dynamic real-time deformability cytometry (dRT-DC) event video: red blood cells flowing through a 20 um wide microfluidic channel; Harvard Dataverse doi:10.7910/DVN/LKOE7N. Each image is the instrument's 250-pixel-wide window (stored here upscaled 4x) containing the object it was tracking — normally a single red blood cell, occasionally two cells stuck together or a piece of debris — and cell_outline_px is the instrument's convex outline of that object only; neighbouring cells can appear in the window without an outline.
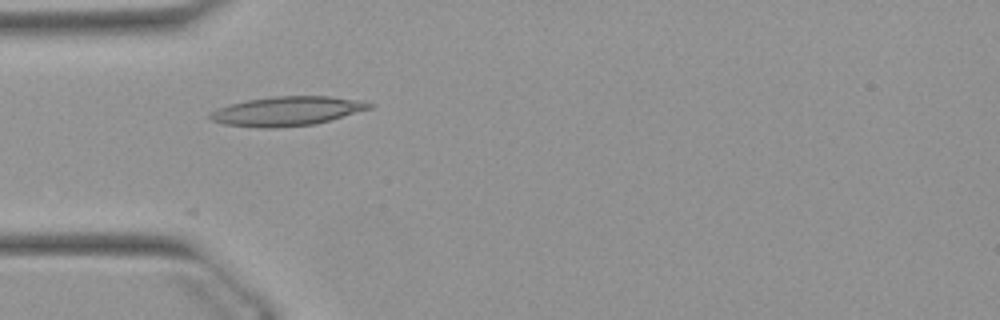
{"species": "Egyptian fruit bat (a non-hibernating species)", "species_latin": "Rousettus aegyptiacus", "temperature_condition": "warm", "stored_images_in_passage": 37, "camera_frame_rate_fps": 3000, "um_per_image_px": 0.085, "animal": {"sex": "female"}, "frame": {"image": 1, "passage_image": 1, "time_ms": 0.0, "image_size_px": [1000, 320], "cell_outline_px": [[376, 104], [372, 108], [316, 124], [276, 128], [260, 128], [224, 124], [212, 120], [208, 116], [208, 112], [216, 108], [248, 100], [272, 96], [328, 96], [364, 100]], "centroid_in_image_um": [24.42, 9.44], "position_along_channel_um": 60.6, "area_um2": 27.4}}
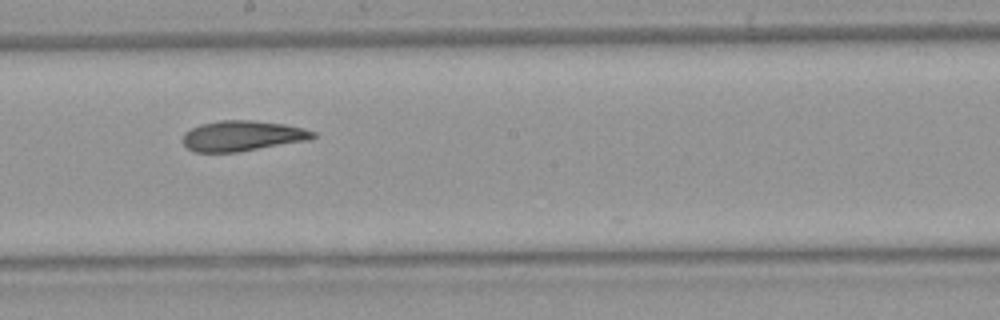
{"frame": {"image": 2, "passage_image": 14, "time_ms": 4.333, "image_size_px": [1000, 320], "cell_outline_px": [[316, 136], [312, 140], [240, 152], [196, 152], [188, 148], [184, 144], [184, 132], [200, 124], [220, 120], [252, 120], [284, 124], [304, 128], [316, 132]], "centroid_in_image_um": [20.66, 11.55], "position_along_channel_um": 227.5, "area_um2": 23.29}}
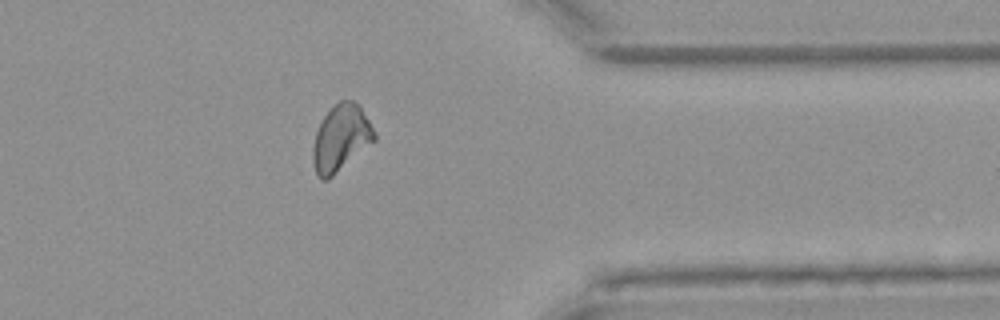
{"frame": {"image": 3, "passage_image": 27, "time_ms": 8.667, "image_size_px": [1000, 320], "cell_outline_px": [[376, 140], [328, 180], [320, 180], [316, 176], [312, 160], [312, 148], [316, 132], [324, 116], [340, 100], [352, 100], [360, 104], [376, 132]], "centroid_in_image_um": [28.98, 11.76], "position_along_channel_um": 382.4, "area_um2": 23.99}, "authors_computed_cell_mechanics": {"area_um2": 23.2934, "velocity_mm_per_s": 3.9046, "shape_relaxation_time_tau1_ms": null, "shape_relaxation_time_tau2_ms": 4.6162, "deformation_change_tau1": null, "deformation_change_tau2": 0.1209}}